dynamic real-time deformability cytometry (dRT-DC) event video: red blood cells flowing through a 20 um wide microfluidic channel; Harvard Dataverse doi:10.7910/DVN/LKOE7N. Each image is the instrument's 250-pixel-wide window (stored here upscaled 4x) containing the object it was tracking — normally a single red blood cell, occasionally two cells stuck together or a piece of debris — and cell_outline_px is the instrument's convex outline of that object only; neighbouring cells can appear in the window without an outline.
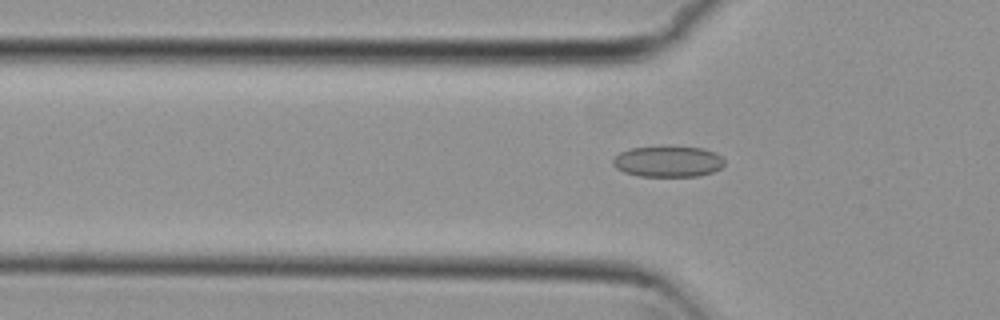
{"species": "common noctule bat (a hibernating species)", "species_latin": "Nyctalus noctula", "temperature_condition": "cold", "stored_images_in_passage": 45, "camera_frame_rate_fps": 3000, "um_per_image_px": 0.085, "animal": {"sex": "female", "body_mass_g": 29.2, "forearm_length_mm": 56.3}, "frame": {"image": 1, "passage_image": 13, "time_ms": 4.0, "image_size_px": [1000, 320], "cell_outline_px": [[724, 164], [720, 168], [712, 172], [700, 176], [640, 176], [624, 172], [616, 168], [612, 164], [612, 160], [620, 152], [628, 148], [664, 144], [704, 148], [720, 156], [724, 160]], "centroid_in_image_um": [56.74, 13.68], "position_along_channel_um": 69.1, "area_um2": 20.75}}
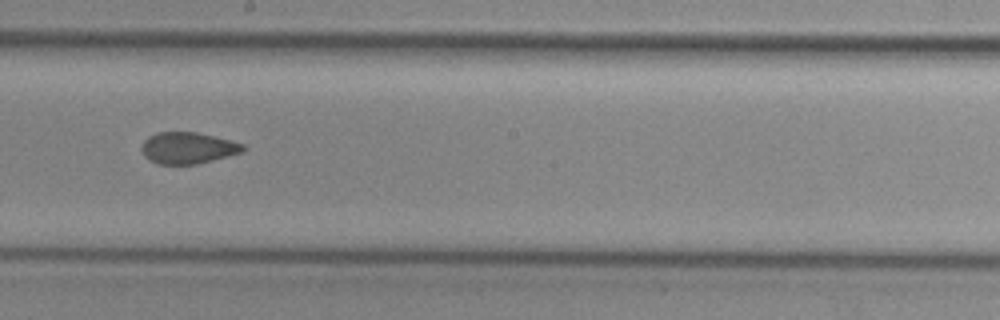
{"frame": {"image": 2, "passage_image": 26, "time_ms": 8.333, "image_size_px": [1000, 320], "cell_outline_px": [[248, 148], [244, 152], [196, 164], [156, 164], [144, 156], [140, 148], [144, 140], [148, 136], [156, 132], [196, 132], [216, 136], [244, 144]], "centroid_in_image_um": [15.98, 12.57], "position_along_channel_um": 232.2, "area_um2": 18.84}}
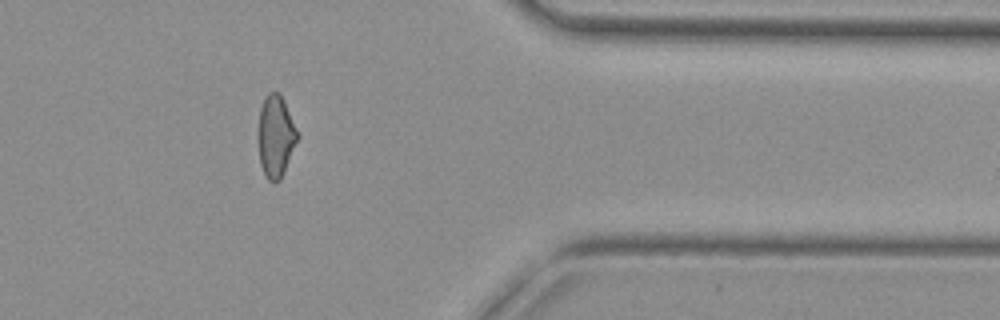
{"frame": {"image": 3, "passage_image": 40, "time_ms": 13.0, "image_size_px": [1000, 320], "cell_outline_px": [[300, 136], [284, 172], [280, 180], [268, 180], [260, 164], [256, 132], [260, 108], [268, 92], [280, 92], [300, 132]], "centroid_in_image_um": [23.44, 11.54], "position_along_channel_um": 388.0, "area_um2": 19.31}, "authors_computed_cell_mechanics": {"area_um2": 19.4208, "velocity_mm_per_s": 3.7609, "shape_relaxation_time_tau1_ms": null, "shape_relaxation_time_tau2_ms": 2.5054, "deformation_change_tau1": null, "deformation_change_tau2": 0.0669}}